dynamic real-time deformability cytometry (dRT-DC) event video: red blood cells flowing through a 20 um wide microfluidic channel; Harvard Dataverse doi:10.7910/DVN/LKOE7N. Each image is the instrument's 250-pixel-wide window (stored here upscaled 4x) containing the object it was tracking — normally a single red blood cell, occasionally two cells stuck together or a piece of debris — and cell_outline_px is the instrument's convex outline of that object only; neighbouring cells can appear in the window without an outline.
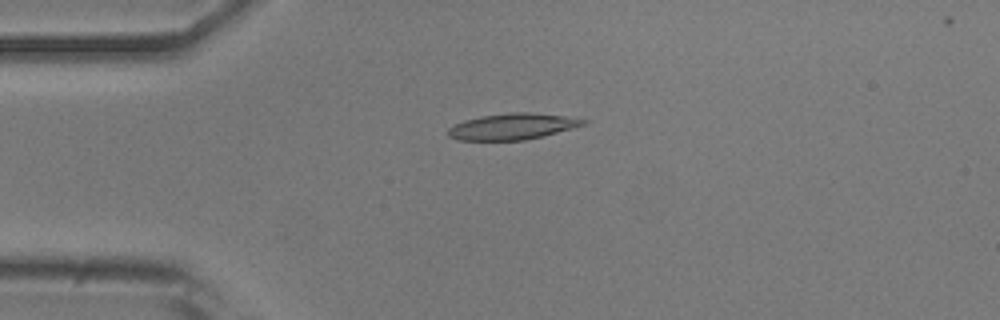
{"species": "common noctule bat (a hibernating species)", "species_latin": "Nyctalus noctula", "temperature_condition": "room temperature", "stored_images_in_passage": 32, "camera_frame_rate_fps": 3000, "um_per_image_px": 0.085, "animal": {"sex": "male", "body_mass_g": 20.5, "forearm_length_mm": 52.5}, "frame": {"image": 1, "passage_image": 1, "time_ms": 0.0, "image_size_px": [1000, 320], "cell_outline_px": [[588, 124], [544, 136], [524, 140], [456, 140], [448, 136], [448, 128], [464, 120], [480, 116], [512, 112], [528, 112], [576, 116], [588, 120]], "centroid_in_image_um": [43.65, 10.74], "position_along_channel_um": 41.4, "area_um2": 20.98}}
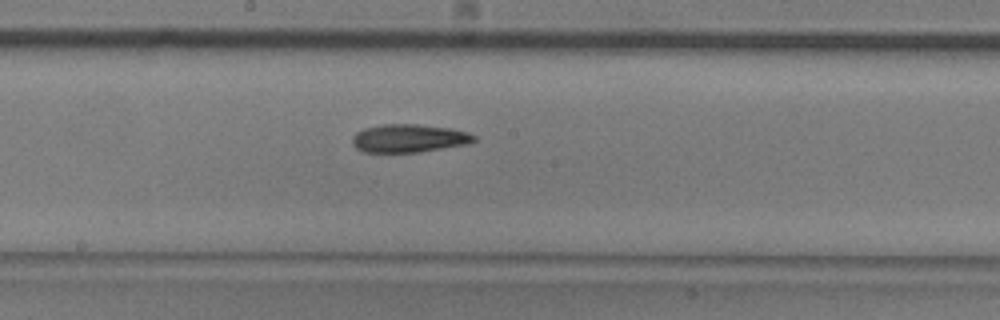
{"frame": {"image": 2, "passage_image": 16, "time_ms": 5.0, "image_size_px": [1000, 320], "cell_outline_px": [[476, 140], [468, 144], [420, 152], [364, 152], [356, 148], [352, 144], [352, 136], [356, 132], [364, 128], [384, 124], [416, 124], [452, 128], [468, 132], [476, 136]], "centroid_in_image_um": [34.77, 11.75], "position_along_channel_um": 213.4, "area_um2": 20.11}}
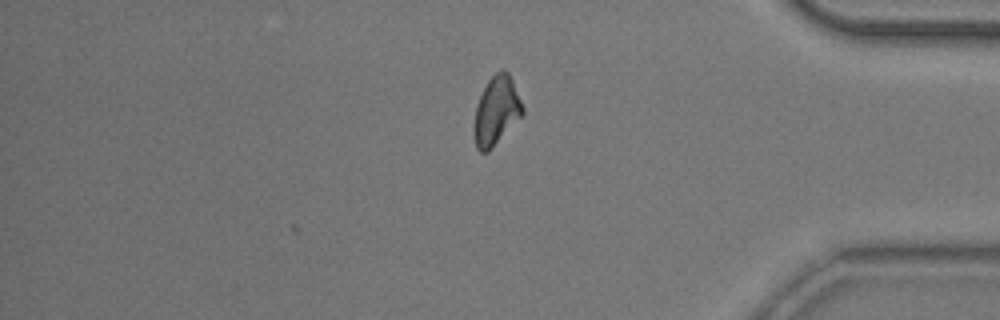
{"frame": {"image": 3, "passage_image": 32, "time_ms": 10.333, "image_size_px": [1000, 320], "cell_outline_px": [[524, 112], [488, 152], [480, 152], [476, 148], [472, 132], [472, 128], [476, 104], [488, 80], [496, 72], [508, 72], [512, 80], [524, 108]], "centroid_in_image_um": [42.14, 9.45], "position_along_channel_um": 393.1, "area_um2": 19.19}, "authors_computed_cell_mechanics": {"area_um2": 19.7676, "velocity_mm_per_s": 3.8638, "shape_relaxation_time_tau1_ms": 9.4229, "shape_relaxation_time_tau2_ms": 6.6884, "deformation_change_tau1": 0.1988, "deformation_change_tau2": 0.1523}}